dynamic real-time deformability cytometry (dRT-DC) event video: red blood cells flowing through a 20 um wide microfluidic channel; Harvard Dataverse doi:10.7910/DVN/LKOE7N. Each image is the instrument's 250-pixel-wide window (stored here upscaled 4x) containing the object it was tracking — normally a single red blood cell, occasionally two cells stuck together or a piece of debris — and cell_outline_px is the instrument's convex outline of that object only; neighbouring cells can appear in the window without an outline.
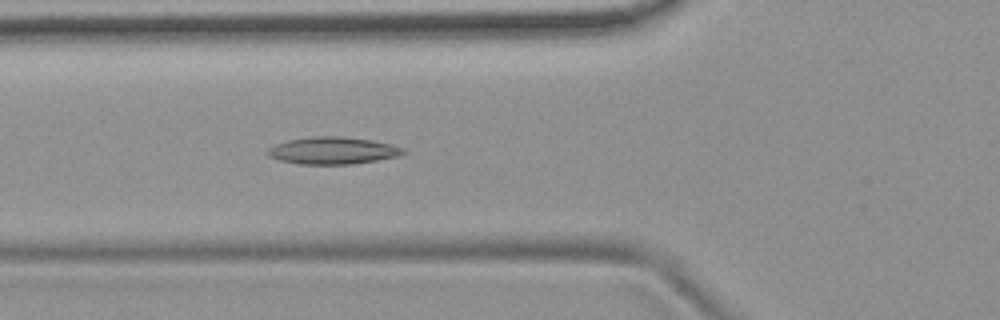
{"species": "common noctule bat (a hibernating species)", "species_latin": "Nyctalus noctula", "temperature_condition": "room temperature", "stored_images_in_passage": 54, "camera_frame_rate_fps": 3000, "um_per_image_px": 0.085, "animal": {"sex": "female", "body_mass_g": 19.9}, "frame": {"image": 1, "passage_image": 19, "time_ms": 6.0, "image_size_px": [1000, 320], "cell_outline_px": [[408, 152], [396, 156], [376, 160], [352, 164], [300, 164], [280, 160], [268, 156], [264, 152], [268, 148], [276, 144], [288, 140], [312, 136], [344, 136], [372, 140], [404, 148]], "centroid_in_image_um": [28.25, 12.79], "position_along_channel_um": 97.6, "area_um2": 21.44}}
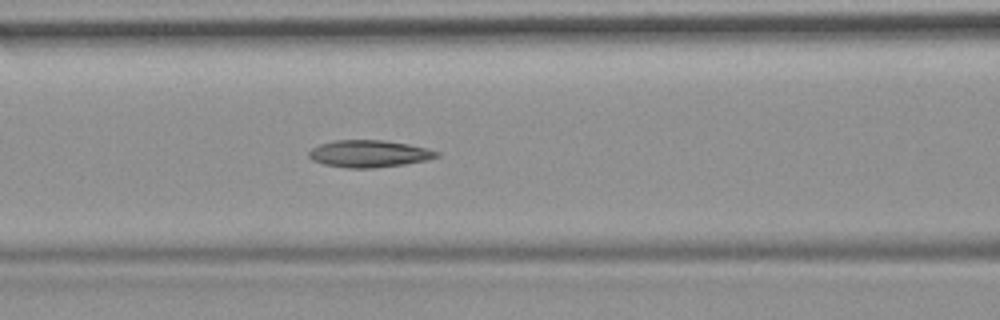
{"frame": {"image": 2, "passage_image": 22, "time_ms": 7.0, "image_size_px": [1000, 320], "cell_outline_px": [[440, 156], [428, 160], [404, 164], [376, 168], [348, 168], [324, 164], [312, 160], [308, 156], [308, 152], [312, 148], [320, 144], [332, 140], [384, 140], [408, 144], [440, 152]], "centroid_in_image_um": [31.36, 13.06], "position_along_channel_um": 135.2, "area_um2": 20.23}}
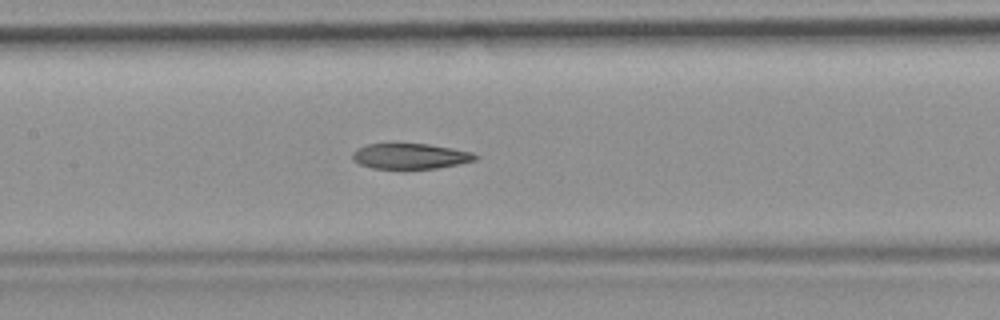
{"frame": {"image": 3, "passage_image": 25, "time_ms": 8.0, "image_size_px": [1000, 320], "cell_outline_px": [[480, 156], [476, 160], [460, 164], [436, 168], [404, 172], [372, 168], [360, 164], [352, 160], [352, 152], [368, 144], [396, 140], [428, 144], [452, 148], [472, 152]], "centroid_in_image_um": [34.84, 13.28], "position_along_channel_um": 172.6, "area_um2": 19.88}, "authors_computed_cell_mechanics": {"area_um2": 19.8832, "velocity_mm_per_s": 3.734, "shape_relaxation_time_tau1_ms": null, "shape_relaxation_time_tau2_ms": 6.7952, "deformation_change_tau1": null, "deformation_change_tau2": 0.1692}}